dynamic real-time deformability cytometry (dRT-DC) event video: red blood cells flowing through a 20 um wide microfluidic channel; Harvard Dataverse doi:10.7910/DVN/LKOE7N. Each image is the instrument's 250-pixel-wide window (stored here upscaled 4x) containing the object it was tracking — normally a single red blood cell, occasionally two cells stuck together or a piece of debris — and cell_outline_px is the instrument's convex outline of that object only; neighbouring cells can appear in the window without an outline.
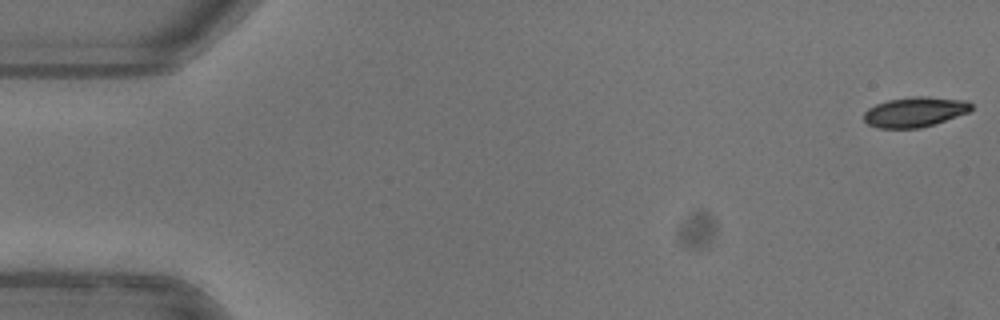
{"species": "common noctule bat (a hibernating species)", "species_latin": "Nyctalus noctula", "temperature_condition": "warm", "stored_images_in_passage": 52, "camera_frame_rate_fps": 3000, "um_per_image_px": 0.085, "animal": {"sex": "female"}, "frame": {"image": 1, "passage_image": 1, "time_ms": 0.0, "image_size_px": [1000, 320], "cell_outline_px": [[972, 108], [968, 112], [920, 128], [876, 128], [868, 124], [864, 120], [864, 112], [868, 108], [876, 104], [888, 100], [912, 96], [928, 96], [968, 100], [972, 104]], "centroid_in_image_um": [77.75, 9.5], "position_along_channel_um": 7.3, "area_um2": 18.79}}
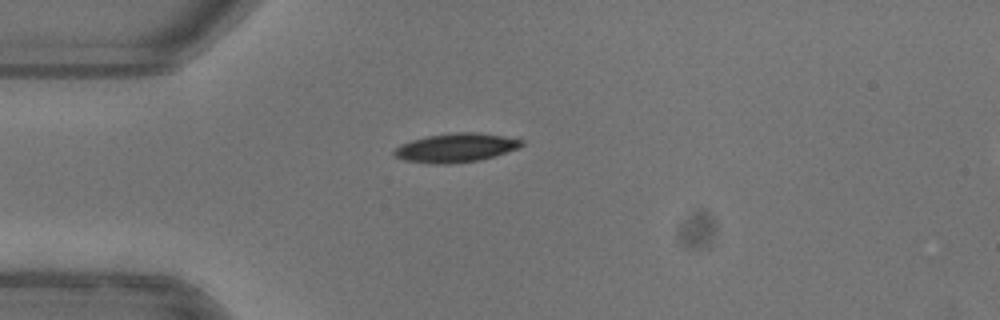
{"frame": {"image": 2, "passage_image": 14, "time_ms": 4.333, "image_size_px": [1000, 320], "cell_outline_px": [[524, 144], [520, 148], [480, 160], [448, 164], [432, 164], [404, 160], [392, 156], [392, 152], [400, 144], [412, 140], [428, 136], [456, 132], [476, 132], [504, 136], [524, 140]], "centroid_in_image_um": [38.74, 12.56], "position_along_channel_um": 46.3, "area_um2": 21.56}}
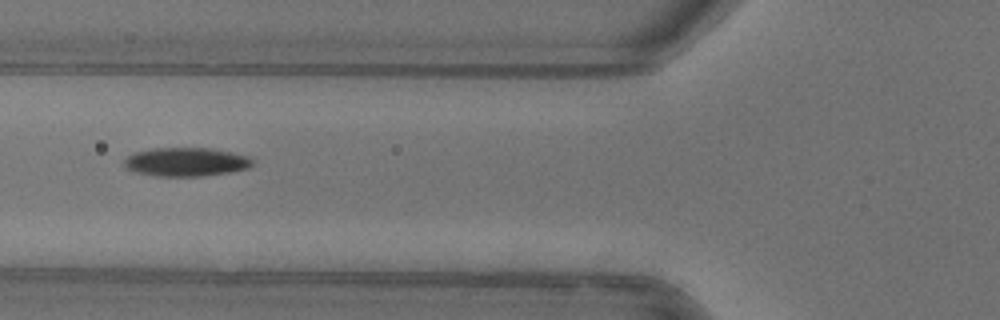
{"frame": {"image": 3, "passage_image": 20, "time_ms": 6.333, "image_size_px": [1000, 320], "cell_outline_px": [[252, 164], [248, 168], [228, 172], [200, 176], [160, 176], [136, 172], [128, 168], [124, 164], [124, 160], [132, 152], [152, 148], [212, 148], [252, 156]], "centroid_in_image_um": [15.83, 13.74], "position_along_channel_um": 110.0, "area_um2": 21.44}, "authors_computed_cell_mechanics": {"area_um2": 20.4612, "velocity_mm_per_s": 3.9749, "shape_relaxation_time_tau1_ms": 3.8323, "shape_relaxation_time_tau2_ms": 6.701, "deformation_change_tau1": 0.1445, "deformation_change_tau2": 0.1028}}